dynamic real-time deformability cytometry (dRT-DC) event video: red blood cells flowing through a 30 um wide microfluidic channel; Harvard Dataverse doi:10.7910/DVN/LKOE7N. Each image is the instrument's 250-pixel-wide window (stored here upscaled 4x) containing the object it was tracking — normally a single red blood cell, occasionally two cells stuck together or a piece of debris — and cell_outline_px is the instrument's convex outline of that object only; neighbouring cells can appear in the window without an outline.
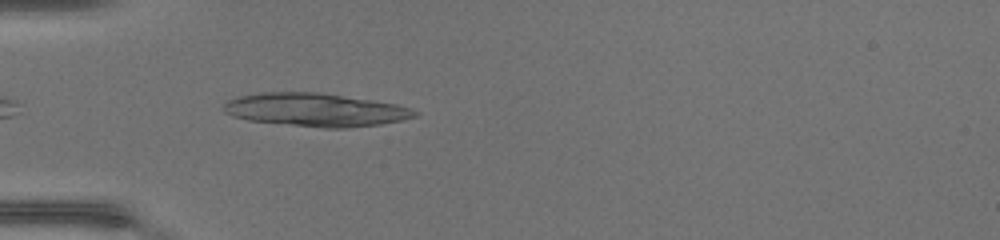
{"species": "common noctule bat (a hibernating species)", "species_latin": "Nyctalus noctula", "temperature_condition": "warm", "stored_images_in_passage": 8, "segment_of_instrument_passage": [1, 2], "camera_frame_rate_fps": 3000, "um_per_image_px": 0.085, "animal": {"sex": "female", "body_mass_g": 17.0, "forearm_length_mm": 48.0}, "frame": {"image": 1, "passage_image": 2, "time_ms": 0.333, "image_size_px": [1000, 240], "cell_outline_px": [[420, 112], [416, 116], [400, 120], [380, 124], [348, 128], [324, 128], [248, 120], [232, 116], [224, 112], [224, 104], [228, 100], [240, 96], [260, 92], [320, 92], [372, 100], [396, 104], [412, 108]], "centroid_in_image_um": [26.83, 9.33], "position_along_channel_um": 58.2, "area_um2": 36.93}}